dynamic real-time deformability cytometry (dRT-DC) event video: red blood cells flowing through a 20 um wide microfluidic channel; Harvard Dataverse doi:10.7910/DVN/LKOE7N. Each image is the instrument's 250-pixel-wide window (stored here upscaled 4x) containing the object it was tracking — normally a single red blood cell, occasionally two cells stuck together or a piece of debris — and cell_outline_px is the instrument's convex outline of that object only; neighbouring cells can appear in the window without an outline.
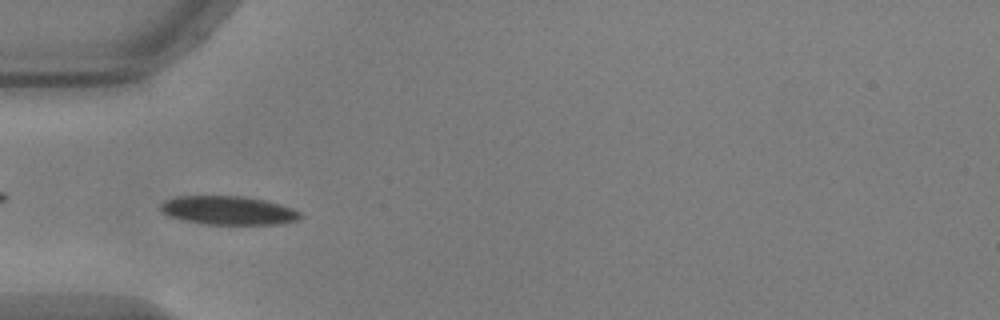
{"species": "common noctule bat (a hibernating species)", "species_latin": "Nyctalus noctula", "temperature_condition": "warm", "stored_images_in_passage": 41, "camera_frame_rate_fps": 3000, "um_per_image_px": 0.085, "animal": {"sex": "male", "body_mass_g": 17.9, "forearm_length_mm": 54.2}, "frame": {"image": 1, "passage_image": 4, "time_ms": 1.0, "image_size_px": [1000, 320], "cell_outline_px": [[304, 216], [296, 220], [276, 224], [204, 224], [180, 220], [168, 216], [160, 212], [160, 204], [164, 200], [176, 196], [244, 196], [264, 200], [280, 204], [292, 208], [300, 212]], "centroid_in_image_um": [19.35, 17.88], "position_along_channel_um": 65.7, "area_um2": 23.52}}
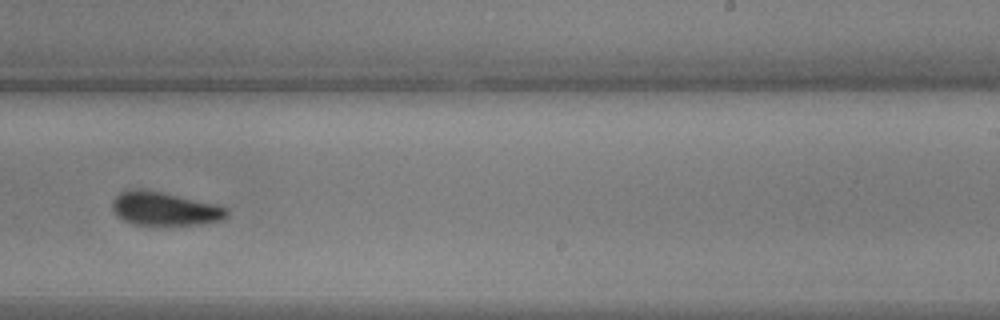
{"frame": {"image": 2, "passage_image": 21, "time_ms": 6.667, "image_size_px": [1000, 320], "cell_outline_px": [[228, 216], [224, 220], [208, 224], [168, 228], [148, 228], [132, 224], [116, 216], [112, 208], [112, 200], [120, 192], [128, 188], [140, 188], [220, 204], [228, 208]], "centroid_in_image_um": [14.03, 17.81], "position_along_channel_um": 275.0, "area_um2": 24.1}}
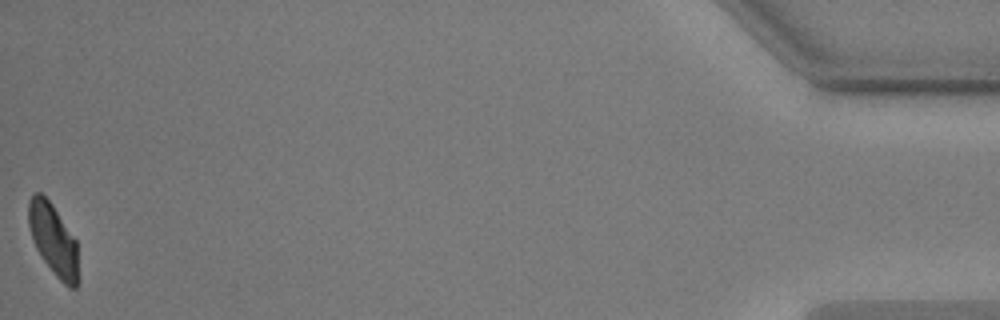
{"frame": {"image": 3, "passage_image": 41, "time_ms": 13.333, "image_size_px": [1000, 320], "cell_outline_px": [[80, 280], [76, 288], [68, 288], [56, 276], [44, 260], [36, 248], [32, 240], [28, 224], [28, 200], [36, 192], [40, 192], [52, 204], [76, 240]], "centroid_in_image_um": [4.55, 20.41], "position_along_channel_um": 430.6, "area_um2": 20.92}, "authors_computed_cell_mechanics": {"area_um2": 22.831, "velocity_mm_per_s": 3.716, "shape_relaxation_time_tau1_ms": 4.0636, "shape_relaxation_time_tau2_ms": 3.9309, "deformation_change_tau1": 0.1404, "deformation_change_tau2": 0.0887}}